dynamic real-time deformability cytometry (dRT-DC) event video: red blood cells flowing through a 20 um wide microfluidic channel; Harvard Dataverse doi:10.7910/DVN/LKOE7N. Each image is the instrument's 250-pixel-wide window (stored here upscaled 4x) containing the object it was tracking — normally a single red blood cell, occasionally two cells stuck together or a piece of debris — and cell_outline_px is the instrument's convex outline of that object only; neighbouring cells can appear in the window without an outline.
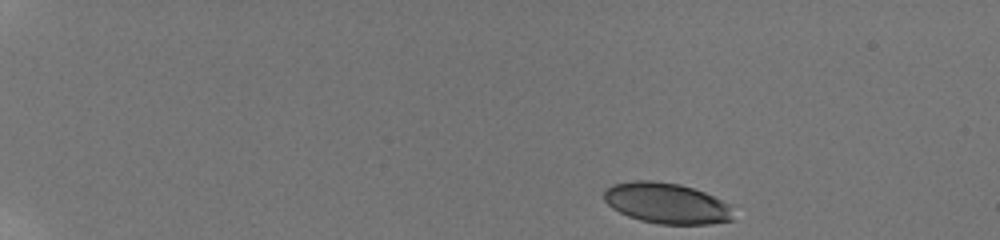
{"species": "human", "species_latin": "Homo sapiens", "temperature_condition": "room temperature", "stored_images_in_passage": 79, "camera_frame_rate_fps": 3000, "um_per_image_px": 0.085, "donor": {"sex": "male"}, "frame": {"image": 1, "passage_image": 1, "time_ms": 0.0, "image_size_px": [1000, 240], "cell_outline_px": [[732, 220], [708, 224], [660, 224], [640, 220], [628, 216], [612, 208], [604, 200], [604, 192], [612, 184], [632, 180], [652, 180], [680, 184], [704, 192], [728, 204]], "centroid_in_image_um": [56.6, 17.26], "position_along_channel_um": 28.4, "area_um2": 30.4}}
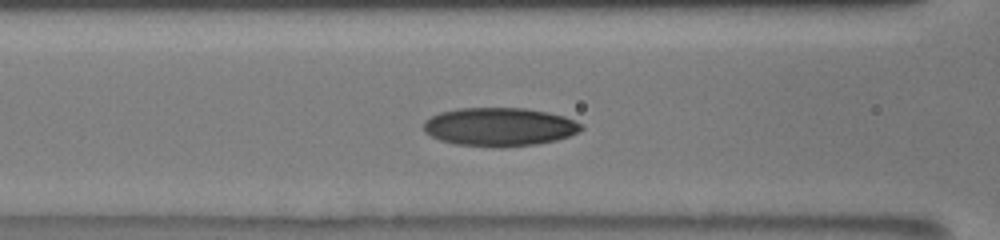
{"frame": {"image": 2, "passage_image": 30, "time_ms": 6.0, "image_size_px": [1000, 240], "cell_outline_px": [[584, 128], [580, 132], [556, 140], [536, 144], [500, 148], [492, 148], [456, 144], [440, 140], [424, 132], [424, 120], [440, 112], [460, 108], [524, 108], [548, 112], [564, 116], [584, 124]], "centroid_in_image_um": [42.48, 10.79], "position_along_channel_um": 124.1, "area_um2": 35.66}}
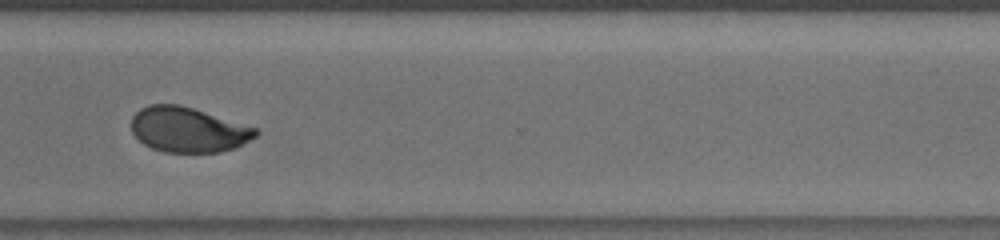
{"frame": {"image": 3, "passage_image": 60, "time_ms": 12.0, "image_size_px": [1000, 240], "cell_outline_px": [[260, 132], [256, 136], [236, 148], [220, 152], [164, 152], [152, 148], [144, 144], [132, 132], [132, 116], [140, 108], [148, 104], [180, 104], [260, 128]], "centroid_in_image_um": [16.03, 11.01], "position_along_channel_um": 354.6, "area_um2": 32.95}, "authors_computed_cell_mechanics": {"area_um2": 33.4084, "velocity_mm_per_s": 3.8441, "shape_relaxation_time_tau1_ms": 4.6646, "shape_relaxation_time_tau2_ms": 1.2286, "deformation_change_tau1": 0.1735, "deformation_change_tau2": 0.0558}}